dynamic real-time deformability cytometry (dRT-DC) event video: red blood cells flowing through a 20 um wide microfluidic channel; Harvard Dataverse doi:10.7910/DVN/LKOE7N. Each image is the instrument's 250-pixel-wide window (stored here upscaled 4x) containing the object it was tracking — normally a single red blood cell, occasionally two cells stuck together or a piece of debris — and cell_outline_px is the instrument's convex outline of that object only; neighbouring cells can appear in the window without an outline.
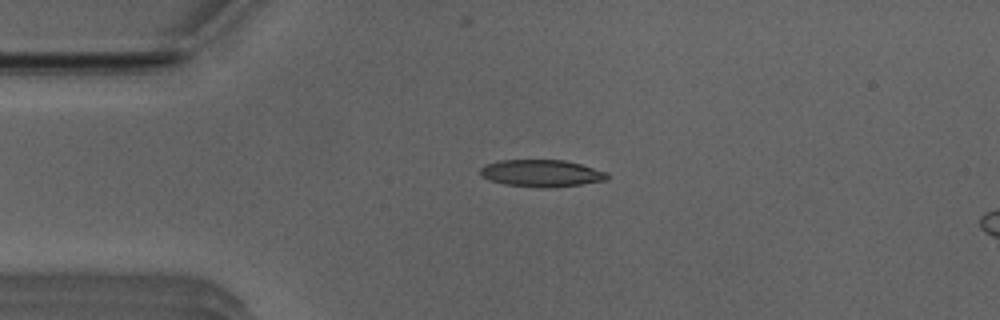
{"species": "Egyptian fruit bat (a non-hibernating species)", "species_latin": "Rousettus aegyptiacus", "temperature_condition": "room temperature", "stored_images_in_passage": 41, "camera_frame_rate_fps": 3000, "um_per_image_px": 0.085, "animal": {"sex": "male"}, "frame": {"image": 1, "passage_image": 2, "time_ms": 0.333, "image_size_px": [1000, 320], "cell_outline_px": [[608, 180], [580, 184], [548, 188], [544, 188], [504, 184], [488, 180], [480, 176], [480, 168], [488, 164], [500, 160], [564, 160], [580, 164], [608, 172]], "centroid_in_image_um": [46.02, 14.73], "position_along_channel_um": 39.0, "area_um2": 20.0}}
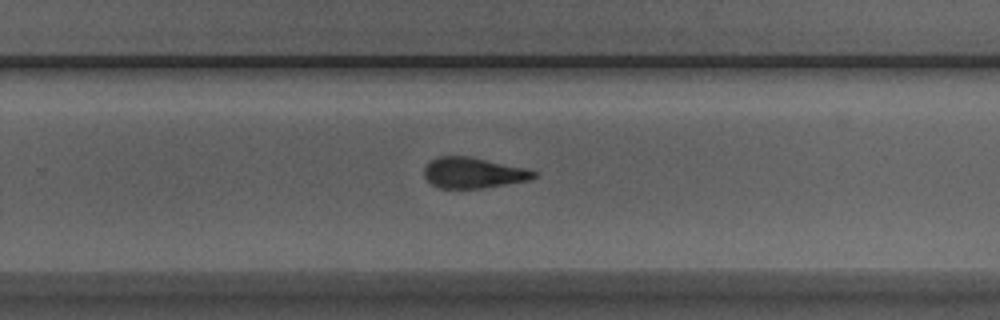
{"frame": {"image": 2, "passage_image": 23, "time_ms": 7.333, "image_size_px": [1000, 320], "cell_outline_px": [[536, 176], [532, 180], [484, 188], [440, 188], [432, 184], [424, 176], [424, 168], [432, 160], [440, 156], [468, 156], [528, 168], [536, 172]], "centroid_in_image_um": [40.27, 14.69], "position_along_channel_um": 289.5, "area_um2": 19.65}}
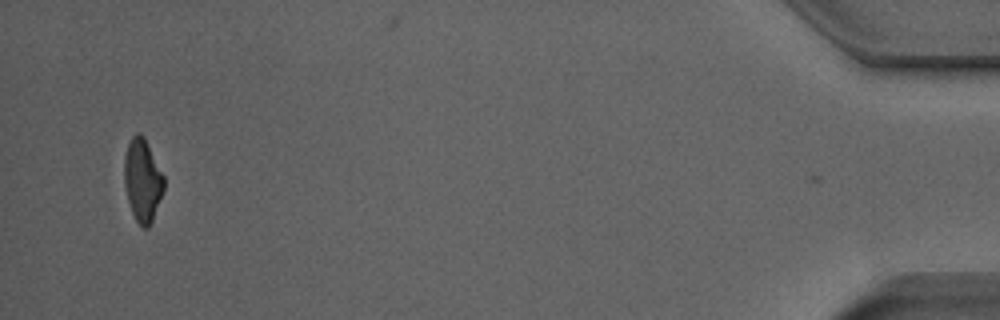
{"frame": {"image": 3, "passage_image": 40, "time_ms": 13.0, "image_size_px": [1000, 320], "cell_outline_px": [[164, 188], [152, 220], [148, 228], [140, 228], [132, 212], [128, 200], [124, 184], [124, 156], [128, 144], [132, 136], [136, 132], [140, 132], [144, 136], [164, 176]], "centroid_in_image_um": [12.1, 15.3], "position_along_channel_um": 423.1, "area_um2": 19.07}, "authors_computed_cell_mechanics": {"area_um2": 20.3456, "velocity_mm_per_s": 3.9529, "shape_relaxation_time_tau1_ms": 5.9196, "shape_relaxation_time_tau2_ms": 2.2594, "deformation_change_tau1": 0.1833, "deformation_change_tau2": 0.1226}}